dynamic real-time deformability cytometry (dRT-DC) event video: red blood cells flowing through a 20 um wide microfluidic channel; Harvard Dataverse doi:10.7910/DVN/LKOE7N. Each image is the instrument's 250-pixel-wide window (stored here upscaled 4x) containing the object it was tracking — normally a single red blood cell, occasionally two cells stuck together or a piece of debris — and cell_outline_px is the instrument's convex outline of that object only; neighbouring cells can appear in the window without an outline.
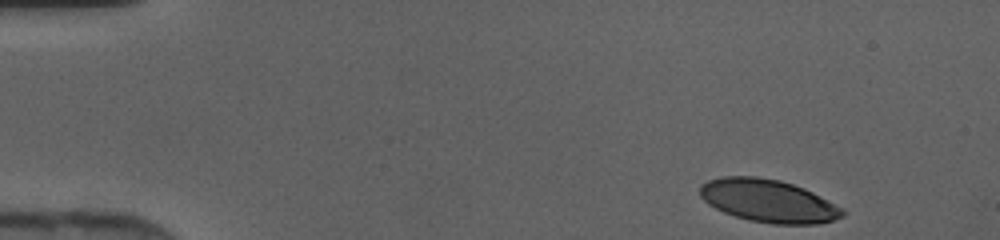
{"species": "human", "species_latin": "Homo sapiens", "temperature_condition": "cold", "stored_images_in_passage": 42, "camera_frame_rate_fps": 3000, "um_per_image_px": 0.085, "donor": {"sex": "female"}, "frame": {"image": 1, "passage_image": 1, "time_ms": 0.0, "image_size_px": [1000, 240], "cell_outline_px": [[848, 212], [844, 216], [832, 220], [816, 224], [772, 224], [748, 220], [724, 212], [708, 204], [700, 196], [700, 184], [708, 180], [724, 176], [756, 176], [780, 180], [804, 188], [844, 208]], "centroid_in_image_um": [65.32, 17.07], "position_along_channel_um": 19.7, "area_um2": 35.66}}
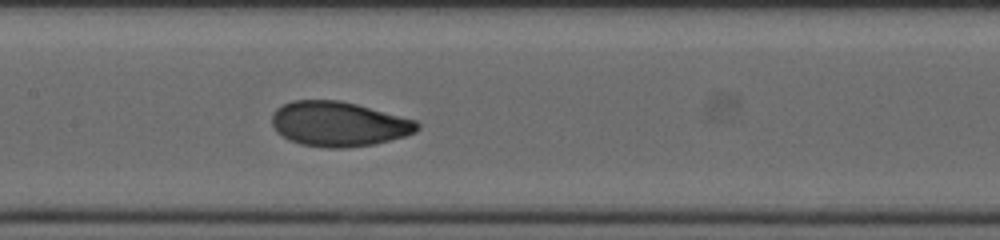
{"frame": {"image": 2, "passage_image": 19, "time_ms": 6.0, "image_size_px": [1000, 240], "cell_outline_px": [[420, 128], [416, 132], [404, 136], [372, 144], [344, 148], [328, 148], [300, 144], [288, 140], [276, 132], [272, 124], [272, 112], [276, 108], [292, 100], [340, 100], [356, 104], [416, 120], [420, 124]], "centroid_in_image_um": [28.76, 10.53], "position_along_channel_um": 178.6, "area_um2": 37.97}}
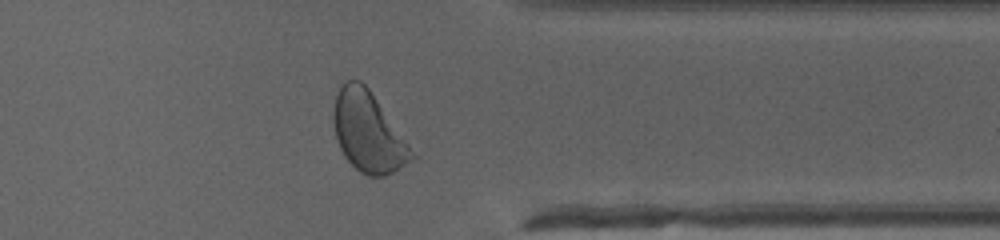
{"frame": {"image": 3, "passage_image": 33, "time_ms": 10.667, "image_size_px": [1000, 240], "cell_outline_px": [[420, 156], [392, 172], [384, 176], [368, 176], [360, 172], [344, 156], [340, 148], [332, 124], [332, 112], [336, 96], [340, 88], [348, 80], [360, 80], [368, 88]], "centroid_in_image_um": [31.34, 11.25], "position_along_channel_um": 380.1, "area_um2": 36.7}}